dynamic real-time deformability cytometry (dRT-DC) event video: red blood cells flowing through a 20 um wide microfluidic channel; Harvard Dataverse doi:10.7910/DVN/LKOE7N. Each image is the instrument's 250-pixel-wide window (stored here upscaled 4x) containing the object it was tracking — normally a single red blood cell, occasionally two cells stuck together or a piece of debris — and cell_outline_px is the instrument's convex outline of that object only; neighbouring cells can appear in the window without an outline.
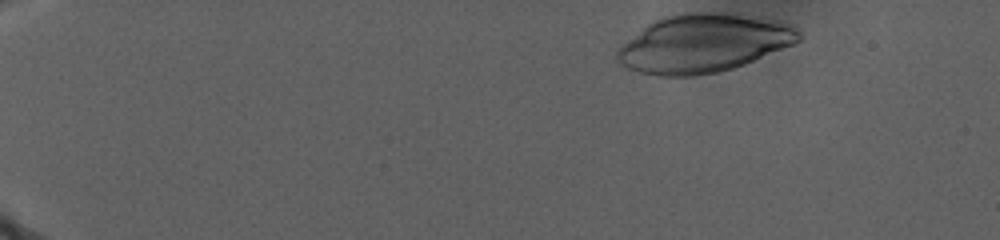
{"species": "human", "species_latin": "Homo sapiens", "temperature_condition": "warm", "stored_images_in_passage": 41, "camera_frame_rate_fps": 3000, "um_per_image_px": 0.085, "donor": {"sex": "male"}, "frame": {"image": 1, "passage_image": 1, "time_ms": 0.0, "image_size_px": [1000, 240], "cell_outline_px": [[804, 36], [800, 40], [792, 44], [744, 64], [732, 68], [716, 72], [692, 76], [660, 76], [640, 72], [628, 68], [620, 64], [616, 60], [616, 52], [628, 40], [652, 20], [660, 16], [684, 12], [716, 12], [780, 20], [796, 24]], "centroid_in_image_um": [59.82, 3.66], "position_along_channel_um": 25.2, "area_um2": 61.73}}
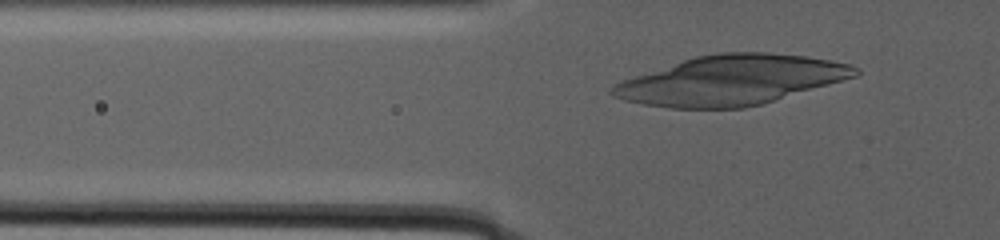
{"frame": {"image": 2, "passage_image": 17, "time_ms": 7.667, "image_size_px": [1000, 240], "cell_outline_px": [[860, 72], [856, 76], [760, 104], [744, 108], [668, 108], [644, 104], [624, 100], [612, 96], [608, 92], [620, 80], [696, 56], [720, 52], [768, 52], [808, 56], [852, 64], [860, 68]], "centroid_in_image_um": [62.13, 6.81], "position_along_channel_um": 63.7, "area_um2": 69.76}}